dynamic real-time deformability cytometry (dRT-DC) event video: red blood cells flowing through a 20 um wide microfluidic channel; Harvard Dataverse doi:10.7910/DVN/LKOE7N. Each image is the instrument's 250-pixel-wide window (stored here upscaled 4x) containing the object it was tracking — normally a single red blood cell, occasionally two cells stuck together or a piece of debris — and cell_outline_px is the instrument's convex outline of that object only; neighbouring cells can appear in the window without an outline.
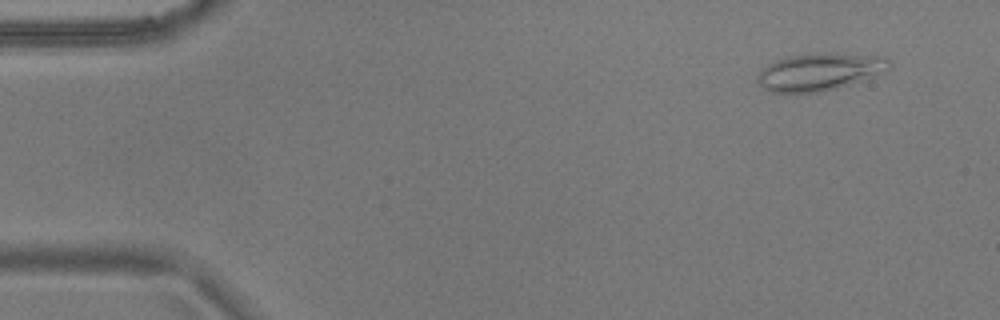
{"species": "common noctule bat (a hibernating species)", "species_latin": "Nyctalus noctula", "temperature_condition": "warm", "stored_images_in_passage": 54, "camera_frame_rate_fps": 3000, "um_per_image_px": 0.085, "animal": {"sex": "male", "body_mass_g": 17.9}, "frame": {"image": 1, "passage_image": 4, "time_ms": 1.0, "image_size_px": [1000, 320], "cell_outline_px": [[892, 68], [888, 72], [876, 76], [816, 92], [768, 92], [756, 80], [756, 76], [768, 64], [776, 60], [788, 56], [812, 52], [884, 56], [892, 64]], "centroid_in_image_um": [69.69, 6.08], "position_along_channel_um": 15.3, "area_um2": 28.61}}
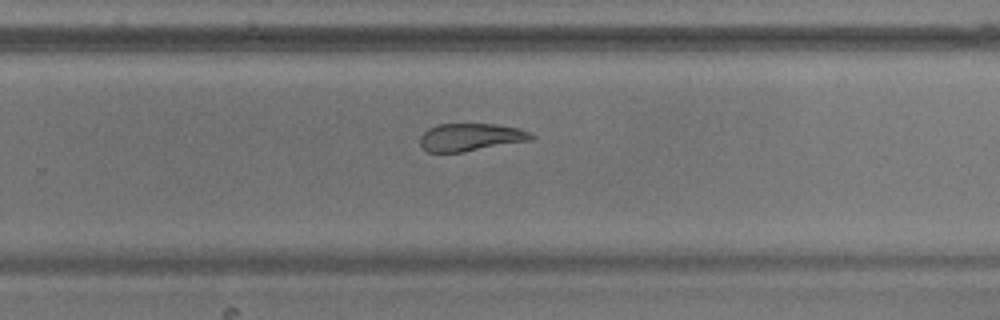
{"frame": {"image": 2, "passage_image": 35, "time_ms": 11.333, "image_size_px": [1000, 320], "cell_outline_px": [[536, 136], [532, 140], [464, 152], [428, 152], [420, 144], [420, 136], [428, 128], [436, 124], [496, 124], [516, 128], [528, 132]], "centroid_in_image_um": [39.99, 11.66], "position_along_channel_um": 289.8, "area_um2": 17.92}}
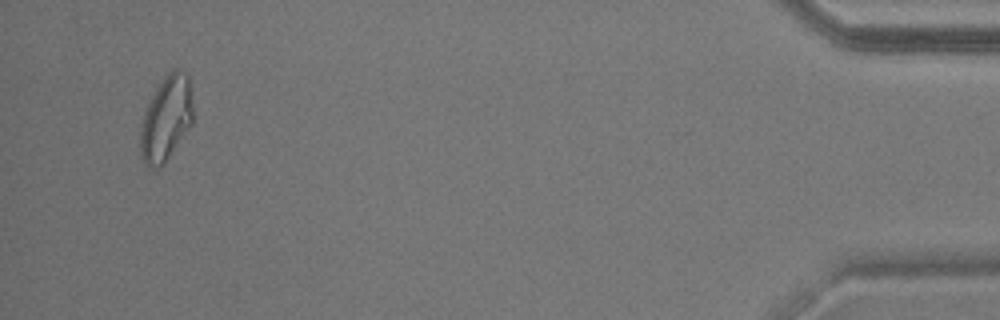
{"frame": {"image": 3, "passage_image": 52, "time_ms": 17.0, "image_size_px": [1000, 320], "cell_outline_px": [[192, 124], [164, 164], [156, 168], [148, 168], [144, 164], [140, 156], [140, 124], [144, 112], [156, 88], [164, 76], [172, 68], [180, 68], [188, 76], [192, 108]], "centroid_in_image_um": [14.09, 10.09], "position_along_channel_um": 421.1, "area_um2": 26.13}, "authors_computed_cell_mechanics": {"area_um2": 22.0218, "velocity_mm_per_s": 3.6753, "shape_relaxation_time_tau1_ms": null, "shape_relaxation_time_tau2_ms": 2.91, "deformation_change_tau1": null, "deformation_change_tau2": 0.0947}}